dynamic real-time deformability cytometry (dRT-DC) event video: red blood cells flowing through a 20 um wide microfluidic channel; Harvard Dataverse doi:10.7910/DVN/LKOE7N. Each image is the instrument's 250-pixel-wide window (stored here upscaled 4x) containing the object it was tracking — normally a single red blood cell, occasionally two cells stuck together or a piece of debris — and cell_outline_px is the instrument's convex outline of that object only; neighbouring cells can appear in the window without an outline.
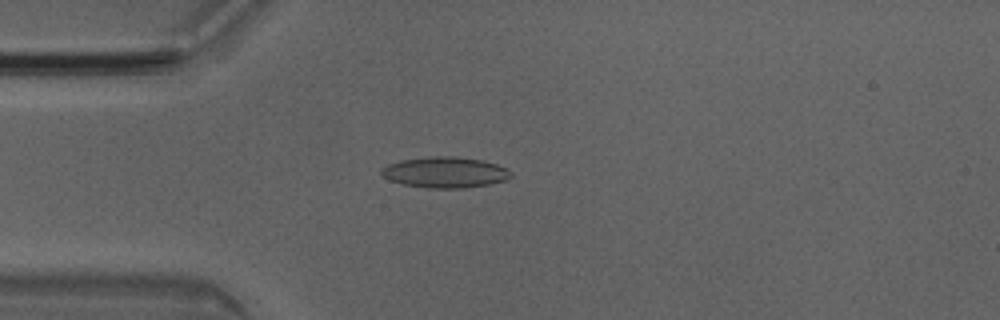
{"species": "Egyptian fruit bat (a non-hibernating species)", "species_latin": "Rousettus aegyptiacus", "temperature_condition": "room temperature", "stored_images_in_passage": 50, "camera_frame_rate_fps": 3000, "um_per_image_px": 0.085, "animal": {"sex": "male"}, "frame": {"image": 1, "passage_image": 13, "time_ms": 4.0, "image_size_px": [1000, 320], "cell_outline_px": [[512, 176], [508, 180], [488, 184], [464, 188], [428, 188], [404, 184], [388, 180], [380, 172], [380, 168], [388, 164], [400, 160], [428, 156], [456, 156], [480, 160], [496, 164], [512, 172]], "centroid_in_image_um": [37.81, 14.64], "position_along_channel_um": 47.2, "area_um2": 23.35}}
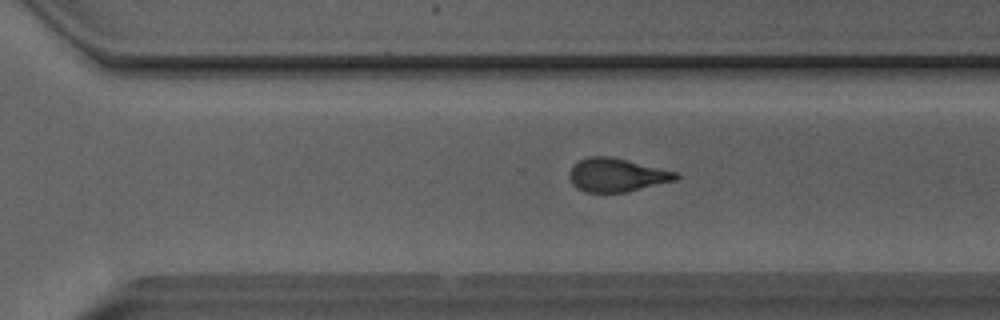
{"frame": {"image": 2, "passage_image": 34, "time_ms": 11.0, "image_size_px": [1000, 320], "cell_outline_px": [[680, 176], [676, 180], [624, 192], [584, 192], [576, 188], [572, 184], [568, 176], [568, 172], [572, 164], [588, 156], [612, 156], [680, 172]], "centroid_in_image_um": [52.4, 14.86], "position_along_channel_um": 318.2, "area_um2": 21.1}}
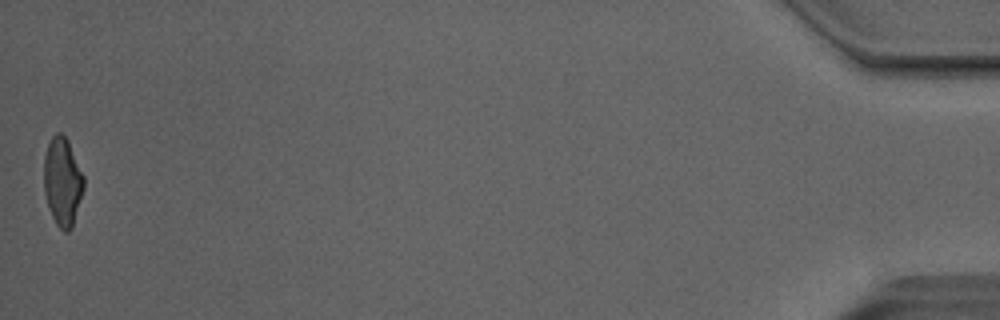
{"frame": {"image": 3, "passage_image": 50, "time_ms": 16.333, "image_size_px": [1000, 320], "cell_outline_px": [[84, 188], [72, 228], [68, 232], [64, 232], [56, 224], [52, 216], [44, 192], [44, 156], [48, 144], [52, 136], [56, 132], [60, 132], [68, 140], [84, 176]], "centroid_in_image_um": [5.32, 15.43], "position_along_channel_um": 429.9, "area_um2": 20.52}, "authors_computed_cell_mechanics": {"area_um2": 21.5305, "velocity_mm_per_s": 4.0501, "shape_relaxation_time_tau1_ms": 9.4135, "shape_relaxation_time_tau2_ms": 1.9505, "deformation_change_tau1": 0.2676, "deformation_change_tau2": 0.1036}}